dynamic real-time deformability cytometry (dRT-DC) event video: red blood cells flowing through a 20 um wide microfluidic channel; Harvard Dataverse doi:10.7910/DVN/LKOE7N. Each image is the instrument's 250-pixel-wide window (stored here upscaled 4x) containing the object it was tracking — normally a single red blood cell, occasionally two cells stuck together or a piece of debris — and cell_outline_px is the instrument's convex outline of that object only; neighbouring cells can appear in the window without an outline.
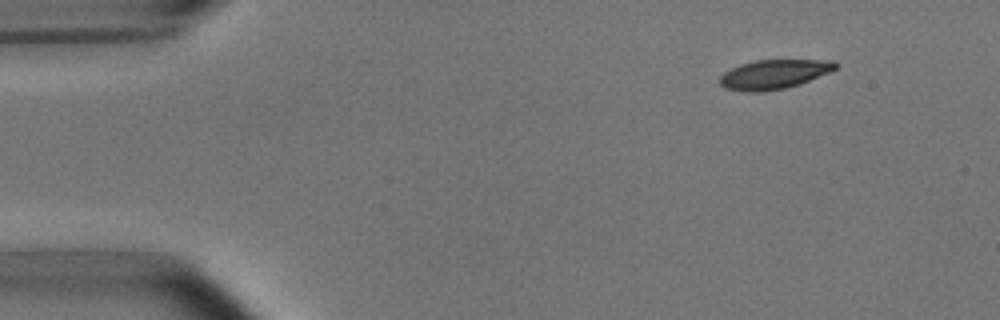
{"species": "common noctule bat (a hibernating species)", "species_latin": "Nyctalus noctula", "temperature_condition": "room temperature", "stored_images_in_passage": 9, "camera_frame_rate_fps": 3000, "um_per_image_px": 0.085, "animal": {"sex": "male", "body_mass_g": 15.6}, "frame": {"image": 1, "passage_image": 2, "time_ms": 1.333, "image_size_px": [1000, 320], "cell_outline_px": [[840, 64], [836, 68], [828, 72], [800, 84], [784, 88], [764, 92], [744, 92], [724, 88], [720, 84], [720, 76], [724, 72], [740, 64], [756, 60], [836, 60]], "centroid_in_image_um": [65.78, 6.31], "position_along_channel_um": 19.2, "area_um2": 19.83}}
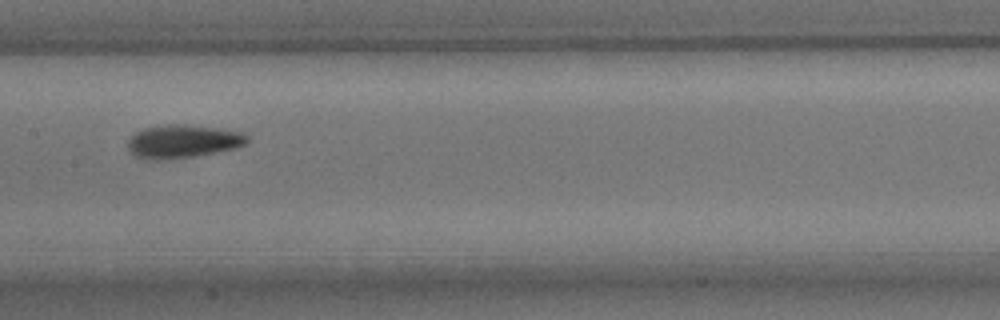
{"frame": {"image": 2, "passage_image": 8, "time_ms": 8.333, "image_size_px": [1000, 320], "cell_outline_px": [[248, 140], [244, 144], [236, 148], [196, 156], [160, 160], [144, 160], [136, 156], [128, 148], [128, 140], [136, 132], [144, 128], [168, 124], [184, 124], [240, 132], [248, 136]], "centroid_in_image_um": [15.5, 12.03], "position_along_channel_um": 191.9, "area_um2": 22.89}}
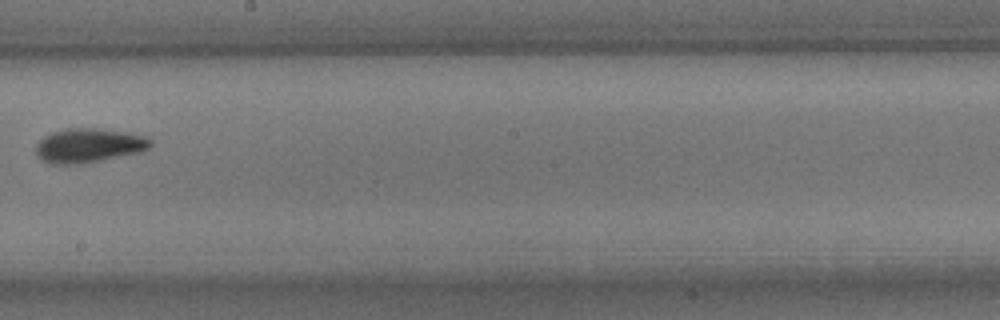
{"frame": {"image": 3, "passage_image": 9, "time_ms": 9.667, "image_size_px": [1000, 320], "cell_outline_px": [[152, 144], [148, 148], [140, 152], [84, 164], [48, 164], [40, 160], [36, 156], [36, 144], [44, 136], [52, 132], [68, 128], [96, 128], [128, 132], [144, 136], [152, 140]], "centroid_in_image_um": [7.51, 12.38], "position_along_channel_um": 240.7, "area_um2": 23.12}}